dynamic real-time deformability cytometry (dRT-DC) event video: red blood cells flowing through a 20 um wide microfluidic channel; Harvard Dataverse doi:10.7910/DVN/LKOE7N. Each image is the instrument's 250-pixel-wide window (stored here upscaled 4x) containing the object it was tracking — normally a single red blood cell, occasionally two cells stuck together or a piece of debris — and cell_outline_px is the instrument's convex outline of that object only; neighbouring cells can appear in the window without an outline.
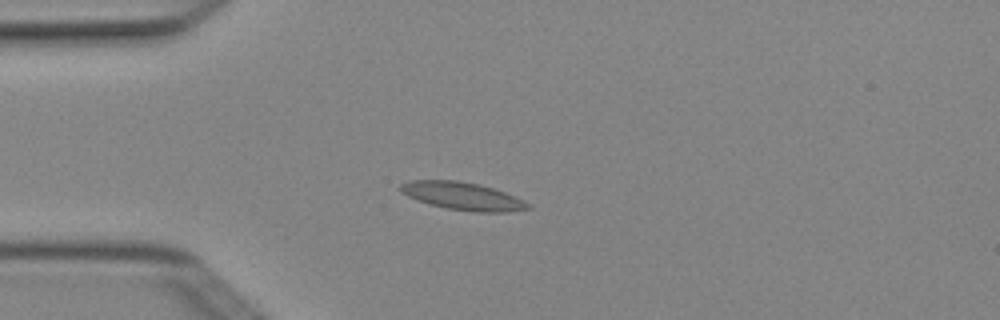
{"species": "Egyptian fruit bat (a non-hibernating species)", "species_latin": "Rousettus aegyptiacus", "temperature_condition": "cold", "stored_images_in_passage": 5, "camera_frame_rate_fps": 3000, "um_per_image_px": 0.085, "animal": {"sex": "female"}, "frame": {"image": 1, "passage_image": 4, "time_ms": 1.0, "image_size_px": [1000, 320], "cell_outline_px": [[532, 208], [508, 212], [472, 212], [448, 208], [432, 204], [408, 196], [400, 192], [396, 188], [400, 184], [408, 180], [456, 180], [480, 184], [504, 192], [524, 200], [532, 204]], "centroid_in_image_um": [39.33, 16.66], "position_along_channel_um": 45.7, "area_um2": 20.69}}